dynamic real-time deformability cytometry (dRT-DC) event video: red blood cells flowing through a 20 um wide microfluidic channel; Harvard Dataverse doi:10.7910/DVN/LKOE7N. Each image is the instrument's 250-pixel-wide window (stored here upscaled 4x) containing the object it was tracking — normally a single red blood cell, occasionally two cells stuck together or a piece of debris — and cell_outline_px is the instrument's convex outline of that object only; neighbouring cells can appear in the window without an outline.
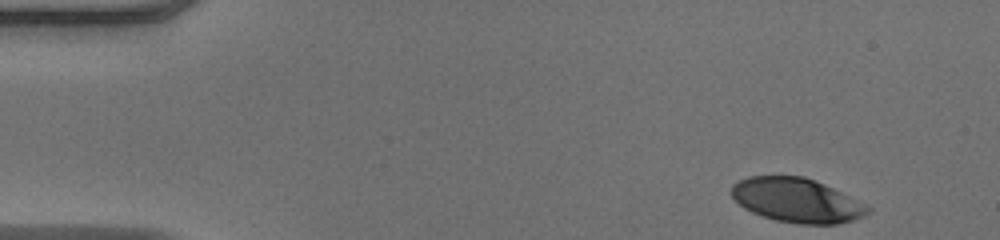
{"species": "human", "species_latin": "Homo sapiens", "temperature_condition": "warm", "stored_images_in_passage": 46, "camera_frame_rate_fps": 3000, "um_per_image_px": 0.085, "donor": {"sex": "male"}, "frame": {"image": 1, "passage_image": 1, "time_ms": 0.0, "image_size_px": [1000, 240], "cell_outline_px": [[872, 208], [864, 216], [852, 220], [836, 224], [796, 224], [776, 220], [760, 216], [744, 208], [732, 196], [732, 184], [748, 176], [804, 176], [824, 184]], "centroid_in_image_um": [67.7, 17.03], "position_along_channel_um": 17.3, "area_um2": 34.85}}
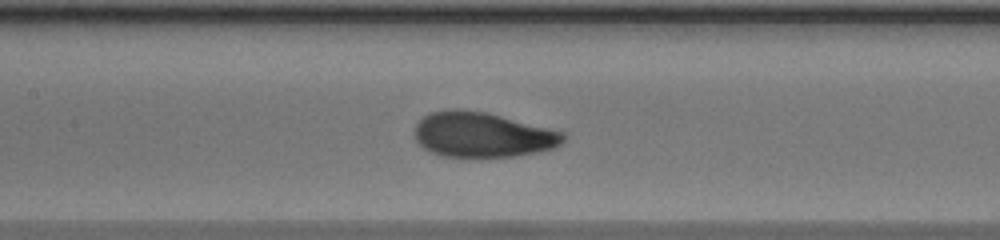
{"frame": {"image": 2, "passage_image": 20, "time_ms": 6.333, "image_size_px": [1000, 240], "cell_outline_px": [[564, 140], [560, 144], [552, 148], [536, 152], [516, 156], [440, 156], [424, 148], [416, 140], [412, 132], [416, 124], [428, 112], [444, 108], [464, 108], [484, 112], [564, 132]], "centroid_in_image_um": [40.92, 11.43], "position_along_channel_um": 166.5, "area_um2": 38.96}}
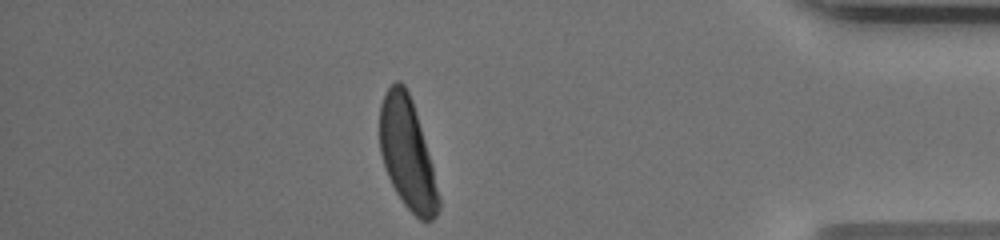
{"frame": {"image": 3, "passage_image": 40, "time_ms": 13.0, "image_size_px": [1000, 240], "cell_outline_px": [[440, 208], [436, 216], [432, 220], [420, 220], [404, 204], [396, 192], [388, 176], [380, 152], [380, 104], [384, 92], [396, 80], [400, 80], [404, 84], [412, 100], [432, 168], [440, 200]], "centroid_in_image_um": [34.6, 13.05], "position_along_channel_um": 400.6, "area_um2": 37.28}, "authors_computed_cell_mechanics": {"area_um2": 38.3503, "velocity_mm_per_s": 4.0889, "shape_relaxation_time_tau1_ms": 2.7326, "shape_relaxation_time_tau2_ms": null, "deformation_change_tau1": 0.1864, "deformation_change_tau2": null}}